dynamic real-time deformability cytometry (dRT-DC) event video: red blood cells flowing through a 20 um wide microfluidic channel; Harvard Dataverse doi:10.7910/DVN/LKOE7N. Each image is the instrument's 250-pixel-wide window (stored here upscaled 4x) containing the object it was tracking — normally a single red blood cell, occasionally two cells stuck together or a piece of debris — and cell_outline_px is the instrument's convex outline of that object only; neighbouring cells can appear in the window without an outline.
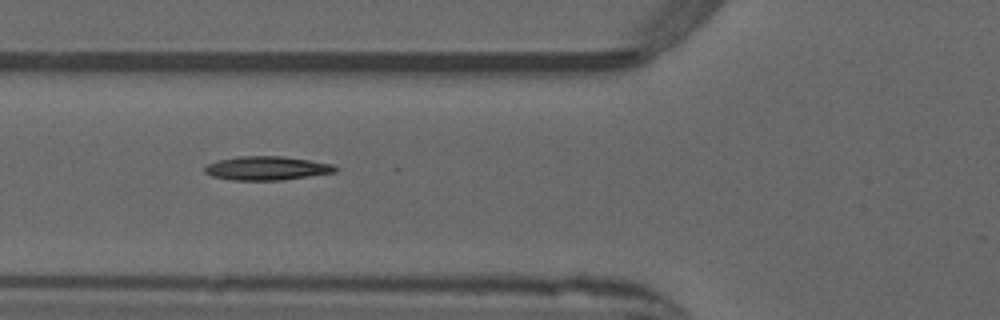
{"species": "common noctule bat (a hibernating species)", "species_latin": "Nyctalus noctula", "temperature_condition": "warm", "stored_images_in_passage": 37, "camera_frame_rate_fps": 3000, "um_per_image_px": 0.085, "animal": {"sex": "male", "forearm_length_mm": 52.5}, "frame": {"image": 1, "passage_image": 6, "time_ms": 1.667, "image_size_px": [1000, 320], "cell_outline_px": [[340, 168], [336, 172], [280, 180], [232, 180], [212, 176], [204, 172], [204, 168], [208, 164], [216, 160], [236, 156], [284, 156], [332, 164]], "centroid_in_image_um": [22.66, 14.29], "position_along_channel_um": 103.1, "area_um2": 18.15}}